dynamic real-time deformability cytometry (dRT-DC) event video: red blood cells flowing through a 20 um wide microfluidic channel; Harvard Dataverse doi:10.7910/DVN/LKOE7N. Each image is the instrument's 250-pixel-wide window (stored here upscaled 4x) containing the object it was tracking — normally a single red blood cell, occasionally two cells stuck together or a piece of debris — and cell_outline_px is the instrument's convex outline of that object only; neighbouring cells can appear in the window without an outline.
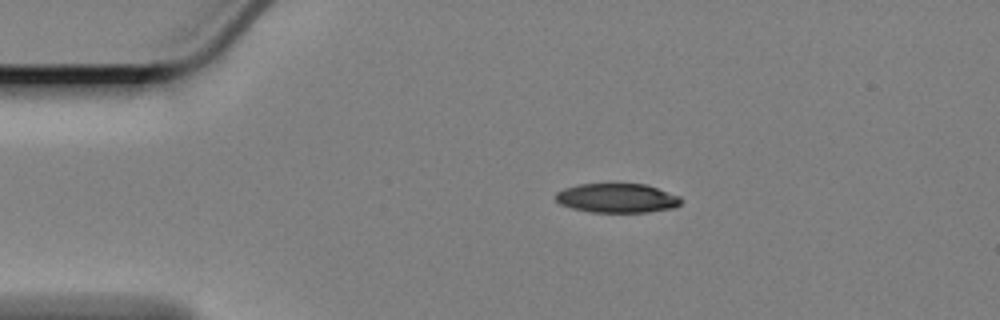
{"species": "Egyptian fruit bat (a non-hibernating species)", "species_latin": "Rousettus aegyptiacus", "temperature_condition": "cold", "stored_images_in_passage": 49, "camera_frame_rate_fps": 3000, "um_per_image_px": 0.085, "animal": {"sex": "female"}, "frame": {"image": 1, "passage_image": 1, "time_ms": 0.0, "image_size_px": [1000, 320], "cell_outline_px": [[684, 200], [680, 204], [672, 208], [648, 212], [592, 212], [572, 208], [560, 204], [556, 200], [556, 192], [564, 188], [580, 184], [644, 184], [680, 196]], "centroid_in_image_um": [52.45, 16.84], "position_along_channel_um": 32.5, "area_um2": 21.27}}
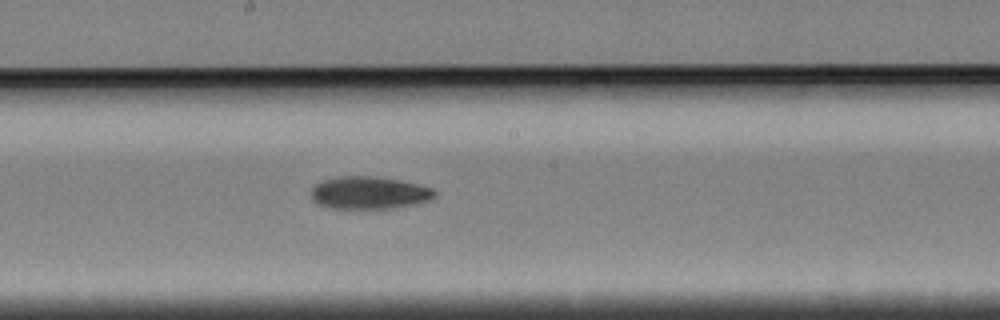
{"frame": {"image": 2, "passage_image": 21, "time_ms": 6.667, "image_size_px": [1000, 320], "cell_outline_px": [[436, 196], [428, 200], [396, 208], [328, 208], [316, 204], [312, 200], [312, 188], [320, 180], [340, 176], [380, 176], [400, 180], [432, 188], [436, 192]], "centroid_in_image_um": [31.34, 16.38], "position_along_channel_um": 216.9, "area_um2": 23.52}}
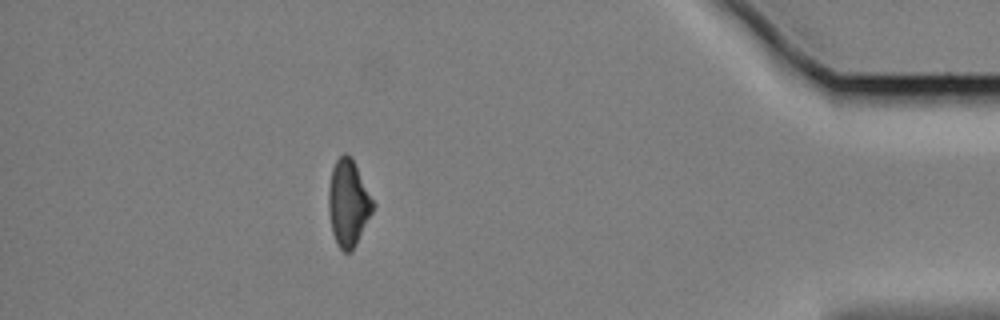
{"frame": {"image": 3, "passage_image": 42, "time_ms": 13.667, "image_size_px": [1000, 320], "cell_outline_px": [[376, 204], [352, 252], [344, 252], [336, 244], [332, 232], [328, 208], [328, 188], [332, 168], [336, 160], [344, 152], [352, 156]], "centroid_in_image_um": [29.6, 17.23], "position_along_channel_um": 405.6, "area_um2": 22.66}, "authors_computed_cell_mechanics": {"area_um2": 23.12, "velocity_mm_per_s": 3.3673, "shape_relaxation_time_tau1_ms": 4.8032, "shape_relaxation_time_tau2_ms": null, "deformation_change_tau1": 0.1252, "deformation_change_tau2": null}}